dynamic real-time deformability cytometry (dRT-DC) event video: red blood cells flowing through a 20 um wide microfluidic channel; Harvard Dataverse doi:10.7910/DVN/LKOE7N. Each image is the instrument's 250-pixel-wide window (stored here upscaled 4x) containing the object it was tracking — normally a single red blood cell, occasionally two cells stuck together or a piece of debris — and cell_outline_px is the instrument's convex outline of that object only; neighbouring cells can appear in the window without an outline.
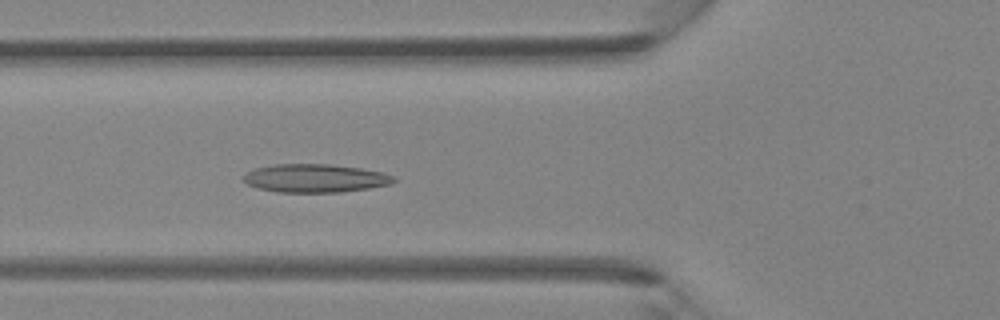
{"species": "Egyptian fruit bat (a non-hibernating species)", "species_latin": "Rousettus aegyptiacus", "temperature_condition": "room temperature", "stored_images_in_passage": 37, "camera_frame_rate_fps": 3000, "um_per_image_px": 0.085, "animal": {"sex": "female"}, "frame": {"image": 1, "passage_image": 8, "time_ms": 2.333, "image_size_px": [1000, 320], "cell_outline_px": [[396, 180], [392, 184], [368, 188], [340, 192], [276, 192], [256, 188], [248, 184], [244, 180], [244, 176], [248, 172], [256, 168], [276, 164], [328, 164], [360, 168], [380, 172], [396, 176]], "centroid_in_image_um": [26.81, 15.15], "position_along_channel_um": 99.0, "area_um2": 24.68}}
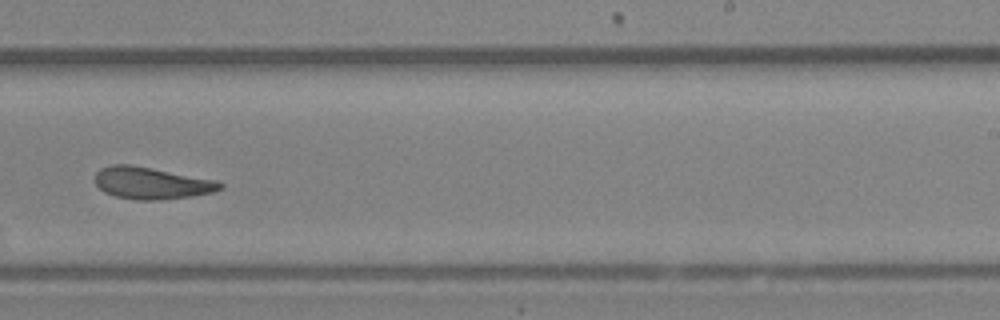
{"frame": {"image": 2, "passage_image": 20, "time_ms": 6.333, "image_size_px": [1000, 320], "cell_outline_px": [[224, 188], [212, 192], [192, 196], [160, 200], [136, 200], [116, 196], [104, 192], [96, 184], [96, 172], [100, 168], [112, 164], [128, 164], [152, 168], [216, 180], [224, 184]], "centroid_in_image_um": [12.88, 15.56], "position_along_channel_um": 276.1, "area_um2": 23.24}}
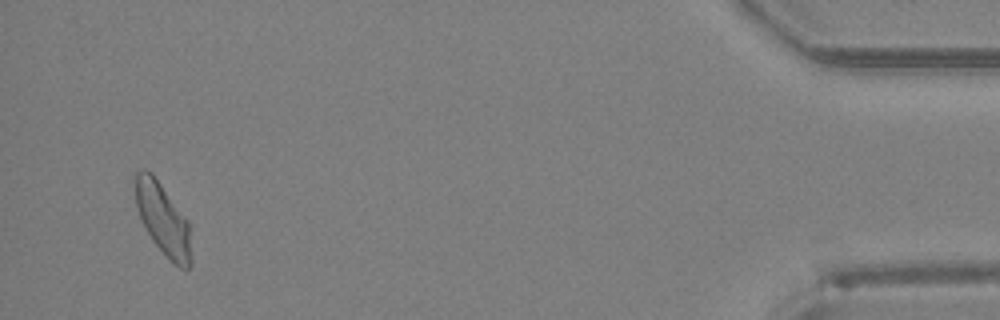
{"frame": {"image": 3, "passage_image": 35, "time_ms": 11.333, "image_size_px": [1000, 320], "cell_outline_px": [[192, 264], [188, 268], [180, 268], [152, 240], [136, 208], [136, 172], [144, 168], [152, 172], [188, 220], [192, 260]], "centroid_in_image_um": [13.87, 18.6], "position_along_channel_um": 421.3, "area_um2": 22.89}}